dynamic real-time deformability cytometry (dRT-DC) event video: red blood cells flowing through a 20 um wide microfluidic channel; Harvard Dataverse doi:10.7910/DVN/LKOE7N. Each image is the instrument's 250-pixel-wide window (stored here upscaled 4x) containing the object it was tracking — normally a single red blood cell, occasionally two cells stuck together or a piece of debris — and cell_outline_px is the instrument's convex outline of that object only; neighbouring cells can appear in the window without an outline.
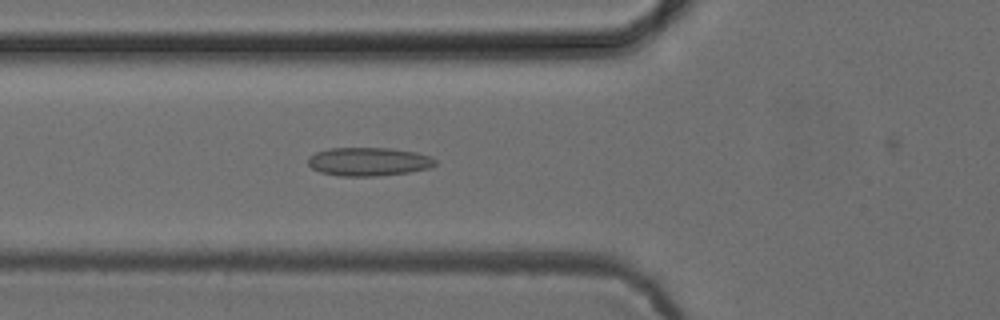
{"species": "common noctule bat (a hibernating species)", "species_latin": "Nyctalus noctula", "temperature_condition": "cold", "stored_images_in_passage": 54, "camera_frame_rate_fps": 3000, "um_per_image_px": 0.085, "animal": {"sex": "female", "body_mass_g": 24.6, "forearm_length_mm": 56.2}, "frame": {"image": 1, "passage_image": 21, "time_ms": 6.667, "image_size_px": [1000, 320], "cell_outline_px": [[436, 164], [428, 168], [408, 172], [380, 176], [336, 176], [320, 172], [312, 168], [308, 164], [308, 156], [316, 152], [328, 148], [388, 148], [416, 152], [432, 156], [436, 160]], "centroid_in_image_um": [31.31, 13.74], "position_along_channel_um": 94.5, "area_um2": 21.27}}
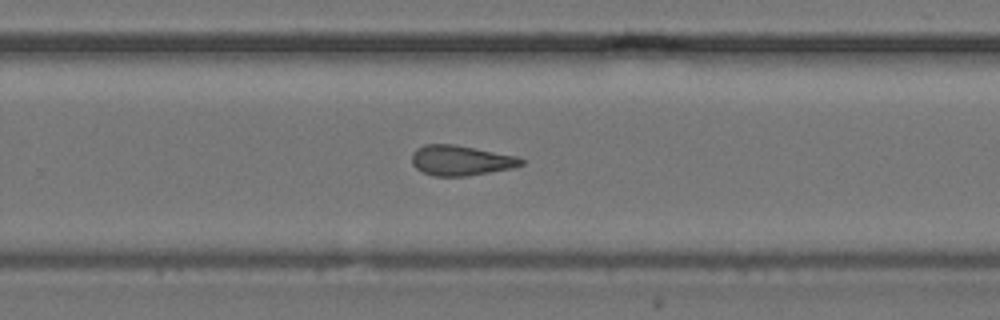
{"frame": {"image": 2, "passage_image": 36, "time_ms": 11.667, "image_size_px": [1000, 320], "cell_outline_px": [[524, 164], [512, 168], [464, 176], [432, 176], [416, 168], [412, 164], [412, 152], [416, 148], [424, 144], [456, 144], [516, 156], [524, 160]], "centroid_in_image_um": [39.14, 13.62], "position_along_channel_um": 290.7, "area_um2": 19.19}}
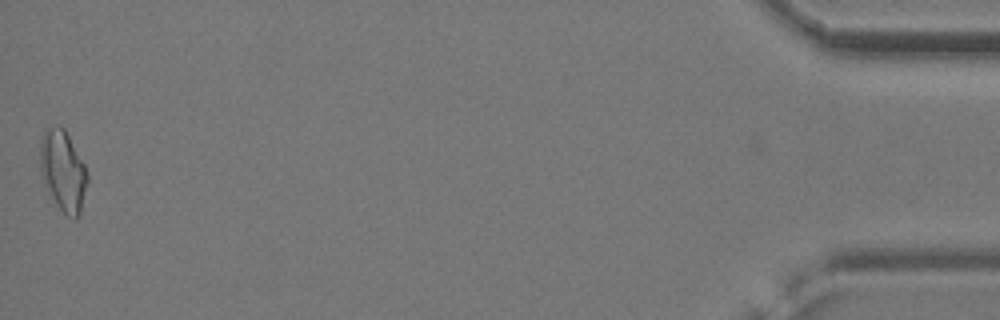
{"frame": {"image": 3, "passage_image": 54, "time_ms": 17.667, "image_size_px": [1000, 320], "cell_outline_px": [[88, 180], [80, 212], [76, 220], [68, 216], [56, 204], [44, 184], [40, 176], [40, 140], [44, 128], [56, 124], [60, 124], [64, 128], [84, 164], [88, 172]], "centroid_in_image_um": [5.33, 14.47], "position_along_channel_um": 429.9, "area_um2": 22.43}, "authors_computed_cell_mechanics": {"area_um2": 19.9699, "velocity_mm_per_s": 3.9207, "shape_relaxation_time_tau1_ms": null, "shape_relaxation_time_tau2_ms": 3.078, "deformation_change_tau1": null, "deformation_change_tau2": 0.1119}}